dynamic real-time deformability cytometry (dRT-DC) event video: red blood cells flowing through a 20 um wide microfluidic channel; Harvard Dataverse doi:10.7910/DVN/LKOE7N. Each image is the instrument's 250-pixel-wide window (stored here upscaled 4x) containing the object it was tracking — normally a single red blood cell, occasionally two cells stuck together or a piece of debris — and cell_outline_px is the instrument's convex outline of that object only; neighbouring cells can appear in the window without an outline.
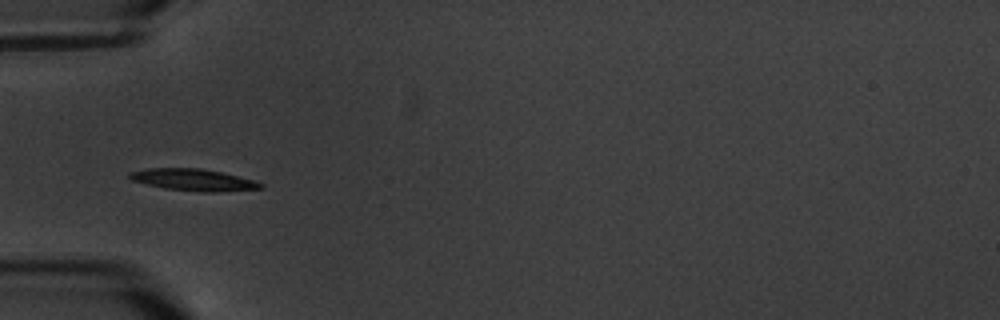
{"species": "common noctule bat (a hibernating species)", "species_latin": "Nyctalus noctula", "temperature_condition": "warm", "stored_images_in_passage": 9, "segment_of_instrument_passage": [2, 2], "camera_frame_rate_fps": 3000, "um_per_image_px": 0.085, "animal": {"sex": "male", "body_mass_g": 20.1, "forearm_length_mm": 53.5}, "frame": {"image": 1, "passage_image": 4, "time_ms": 3.333, "image_size_px": [1000, 320], "cell_outline_px": [[264, 188], [216, 192], [200, 192], [164, 188], [132, 180], [128, 176], [128, 172], [148, 168], [200, 168], [220, 172], [256, 180], [264, 184]], "centroid_in_image_um": [16.47, 15.28], "position_along_channel_um": 68.5, "area_um2": 16.65}}
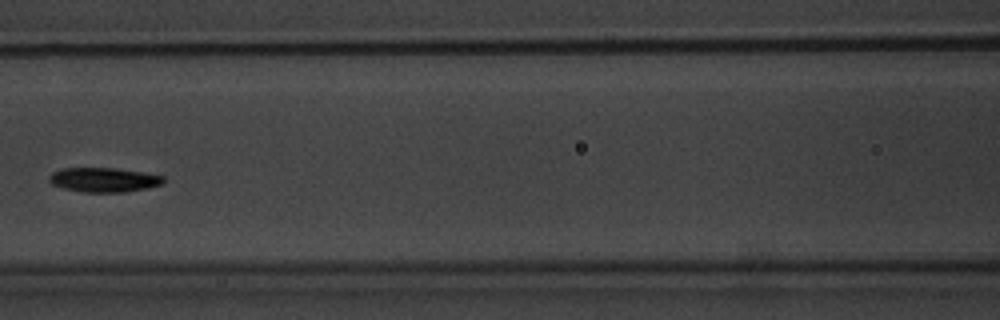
{"frame": {"image": 2, "passage_image": 6, "time_ms": 6.0, "image_size_px": [1000, 320], "cell_outline_px": [[164, 184], [148, 188], [124, 192], [84, 192], [64, 188], [52, 184], [48, 180], [48, 176], [52, 172], [64, 168], [116, 168], [144, 172], [164, 176]], "centroid_in_image_um": [8.85, 15.28], "position_along_channel_um": 157.8, "area_um2": 16.36}}